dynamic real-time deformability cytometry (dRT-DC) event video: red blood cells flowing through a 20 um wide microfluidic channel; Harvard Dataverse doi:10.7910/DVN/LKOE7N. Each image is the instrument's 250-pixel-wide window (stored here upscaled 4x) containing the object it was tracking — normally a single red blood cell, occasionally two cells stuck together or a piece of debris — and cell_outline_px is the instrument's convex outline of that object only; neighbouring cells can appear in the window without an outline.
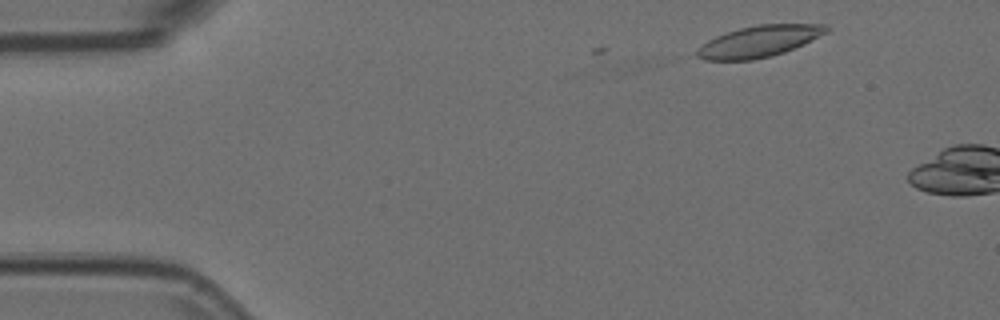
{"species": "Egyptian fruit bat (a non-hibernating species)", "species_latin": "Rousettus aegyptiacus", "temperature_condition": "room temperature", "stored_images_in_passage": 4, "camera_frame_rate_fps": 3000, "um_per_image_px": 0.085, "animal": {"sex": "female"}, "frame": {"image": 1, "passage_image": 1, "time_ms": 0.0, "image_size_px": [1000, 320], "cell_outline_px": [[832, 28], [828, 32], [804, 44], [784, 52], [772, 56], [752, 60], [704, 60], [696, 56], [696, 52], [708, 40], [716, 36], [740, 28], [760, 24], [828, 24]], "centroid_in_image_um": [64.58, 3.51], "position_along_channel_um": 20.4, "area_um2": 23.58}}